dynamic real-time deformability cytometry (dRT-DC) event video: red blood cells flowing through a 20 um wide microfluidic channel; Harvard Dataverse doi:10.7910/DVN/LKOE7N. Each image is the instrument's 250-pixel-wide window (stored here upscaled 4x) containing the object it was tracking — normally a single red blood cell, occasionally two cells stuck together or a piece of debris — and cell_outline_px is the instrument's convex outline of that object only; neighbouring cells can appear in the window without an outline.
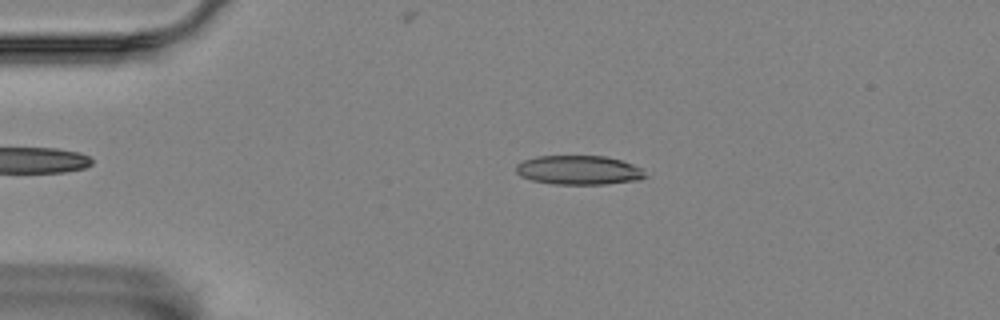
{"species": "Egyptian fruit bat (a non-hibernating species)", "species_latin": "Rousettus aegyptiacus", "temperature_condition": "room temperature", "stored_images_in_passage": 54, "camera_frame_rate_fps": 3000, "um_per_image_px": 0.085, "animal": {"sex": "female"}, "frame": {"image": 1, "passage_image": 10, "time_ms": 3.0, "image_size_px": [1000, 320], "cell_outline_px": [[648, 176], [640, 180], [604, 184], [552, 184], [532, 180], [520, 176], [516, 172], [516, 164], [524, 160], [536, 156], [604, 156], [620, 160], [632, 164], [640, 168]], "centroid_in_image_um": [49.18, 14.46], "position_along_channel_um": 35.8, "area_um2": 21.96}}
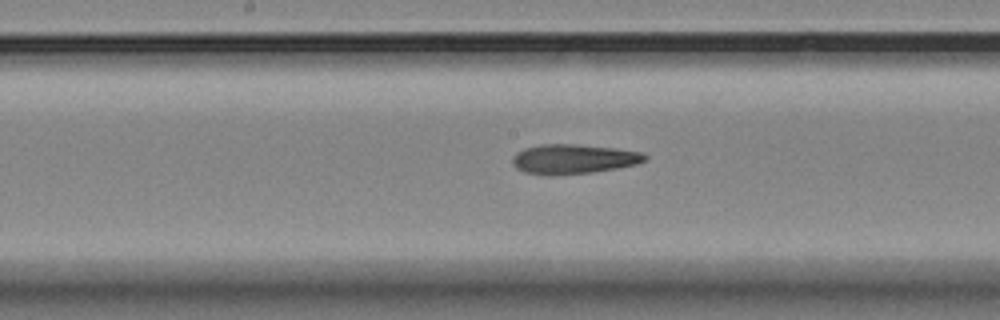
{"frame": {"image": 2, "passage_image": 27, "time_ms": 8.667, "image_size_px": [1000, 320], "cell_outline_px": [[648, 160], [636, 164], [616, 168], [592, 172], [548, 176], [524, 172], [516, 168], [512, 164], [512, 156], [516, 152], [524, 148], [540, 144], [572, 144], [616, 148], [644, 152], [648, 156]], "centroid_in_image_um": [48.73, 13.52], "position_along_channel_um": 199.5, "area_um2": 23.12}}
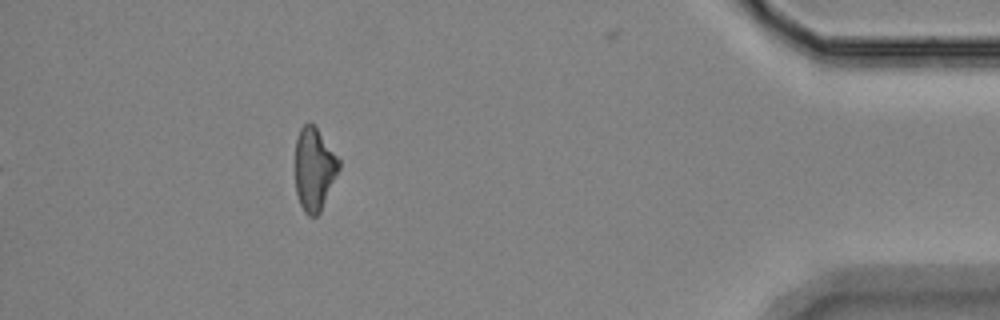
{"frame": {"image": 3, "passage_image": 49, "time_ms": 16.0, "image_size_px": [1000, 320], "cell_outline_px": [[340, 168], [320, 212], [316, 216], [308, 216], [304, 212], [300, 204], [296, 192], [296, 140], [300, 128], [304, 124], [312, 124], [316, 128], [340, 160]], "centroid_in_image_um": [26.7, 14.4], "position_along_channel_um": 408.5, "area_um2": 20.75}, "authors_computed_cell_mechanics": {"area_um2": 22.1085, "velocity_mm_per_s": 3.5301, "shape_relaxation_time_tau1_ms": null, "shape_relaxation_time_tau2_ms": 5.36, "deformation_change_tau1": null, "deformation_change_tau2": 0.1858}}